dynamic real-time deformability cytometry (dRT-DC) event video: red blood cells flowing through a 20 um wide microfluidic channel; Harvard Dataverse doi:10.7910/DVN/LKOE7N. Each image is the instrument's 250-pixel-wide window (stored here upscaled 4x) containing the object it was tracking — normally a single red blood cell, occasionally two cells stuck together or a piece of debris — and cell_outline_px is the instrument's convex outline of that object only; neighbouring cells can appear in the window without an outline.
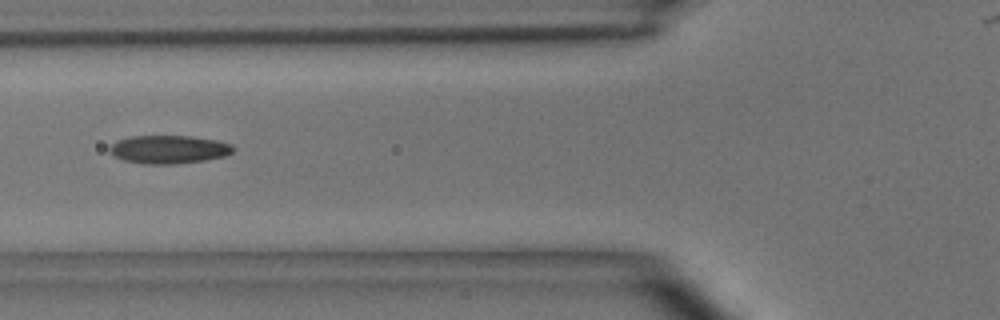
{"species": "common noctule bat (a hibernating species)", "species_latin": "Nyctalus noctula", "temperature_condition": "room temperature", "stored_images_in_passage": 3, "camera_frame_rate_fps": 3000, "um_per_image_px": 0.085, "animal": {"sex": "male", "body_mass_g": 15.6}, "frame": {"image": 1, "passage_image": 2, "time_ms": 1.333, "image_size_px": [1000, 320], "cell_outline_px": [[236, 148], [232, 152], [224, 156], [204, 160], [176, 164], [144, 164], [124, 160], [116, 156], [108, 148], [116, 140], [132, 136], [192, 136], [216, 140], [232, 144]], "centroid_in_image_um": [14.37, 12.69], "position_along_channel_um": 111.4, "area_um2": 20.29}}